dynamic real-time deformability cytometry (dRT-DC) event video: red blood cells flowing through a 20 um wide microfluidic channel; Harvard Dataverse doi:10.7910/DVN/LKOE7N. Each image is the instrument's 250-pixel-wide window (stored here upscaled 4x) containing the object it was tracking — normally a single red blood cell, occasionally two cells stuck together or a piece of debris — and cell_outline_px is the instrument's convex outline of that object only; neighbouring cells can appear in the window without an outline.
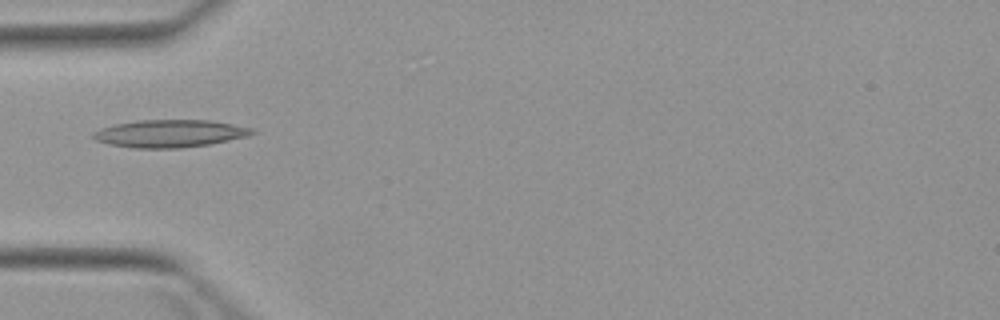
{"species": "Egyptian fruit bat (a non-hibernating species)", "species_latin": "Rousettus aegyptiacus", "temperature_condition": "warm", "stored_images_in_passage": 2, "camera_frame_rate_fps": 3000, "um_per_image_px": 0.085, "animal": {"sex": "female"}, "frame": {"image": 1, "passage_image": 1, "time_ms": 0.0, "image_size_px": [1000, 320], "cell_outline_px": [[256, 132], [248, 136], [208, 144], [180, 148], [132, 148], [108, 144], [96, 140], [92, 136], [92, 132], [100, 128], [116, 124], [136, 120], [212, 120], [252, 128]], "centroid_in_image_um": [14.4, 11.34], "position_along_channel_um": 70.6, "area_um2": 25.49}}
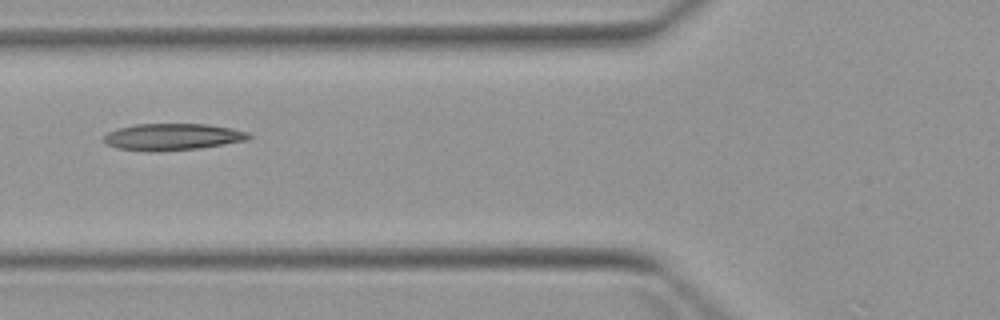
{"frame": {"image": 2, "passage_image": 2, "time_ms": 1.0, "image_size_px": [1000, 320], "cell_outline_px": [[252, 136], [248, 140], [200, 148], [160, 152], [148, 152], [116, 148], [108, 144], [104, 140], [104, 136], [108, 132], [116, 128], [136, 124], [208, 124], [232, 128], [248, 132]], "centroid_in_image_um": [14.66, 11.64], "position_along_channel_um": 111.1, "area_um2": 22.83}}